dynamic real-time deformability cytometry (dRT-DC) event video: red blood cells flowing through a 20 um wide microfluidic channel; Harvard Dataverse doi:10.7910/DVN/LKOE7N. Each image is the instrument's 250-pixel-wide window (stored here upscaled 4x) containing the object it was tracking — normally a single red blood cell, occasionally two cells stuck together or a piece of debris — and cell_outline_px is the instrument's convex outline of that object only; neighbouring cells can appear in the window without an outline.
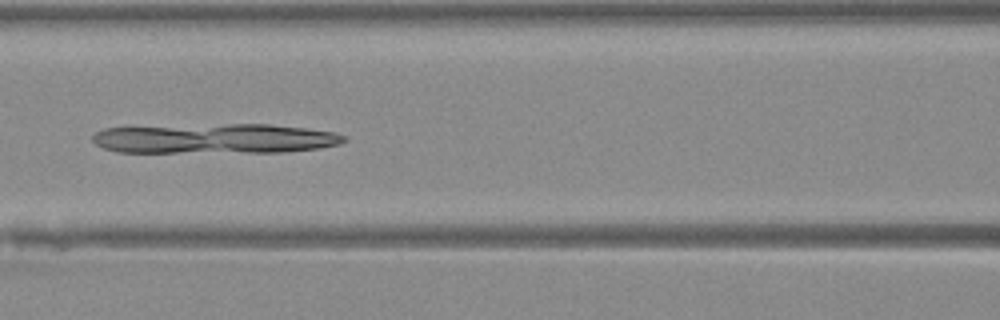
{"species": "Egyptian fruit bat (a non-hibernating species)", "species_latin": "Rousettus aegyptiacus", "temperature_condition": "warm", "stored_images_in_passage": 34, "camera_frame_rate_fps": 3000, "um_per_image_px": 0.085, "animal": {"sex": "female"}, "frame": {"image": 1, "passage_image": 9, "time_ms": 2.667, "image_size_px": [1000, 320], "cell_outline_px": [[348, 140], [340, 144], [320, 148], [284, 152], [116, 152], [104, 148], [96, 144], [92, 140], [92, 136], [96, 132], [104, 128], [228, 124], [268, 124], [304, 128], [336, 132], [344, 136]], "centroid_in_image_um": [18.3, 11.79], "position_along_channel_um": 148.3, "area_um2": 43.7}}
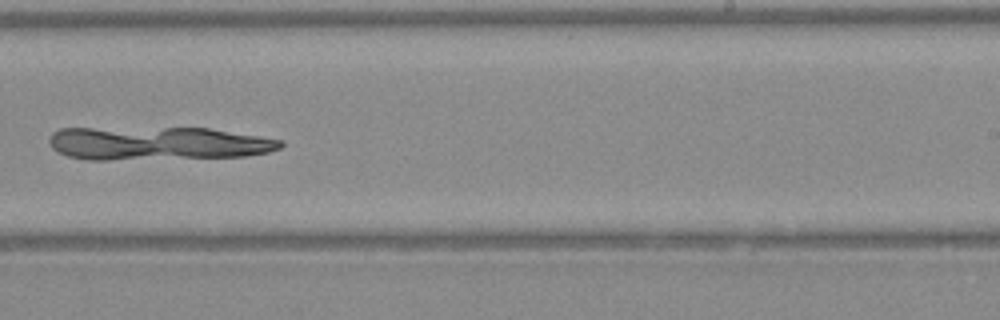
{"frame": {"image": 2, "passage_image": 18, "time_ms": 5.667, "image_size_px": [1000, 320], "cell_outline_px": [[284, 144], [280, 148], [268, 152], [244, 156], [108, 160], [84, 160], [68, 156], [52, 148], [48, 140], [52, 132], [60, 128], [208, 128], [284, 140]], "centroid_in_image_um": [13.37, 12.18], "position_along_channel_um": 275.6, "area_um2": 45.03}}
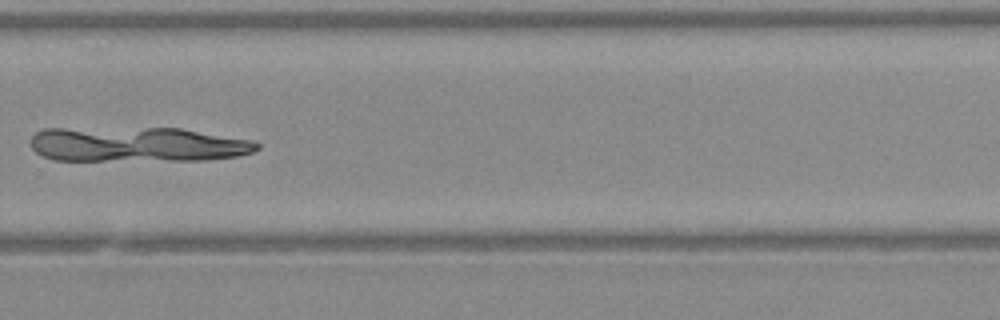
{"frame": {"image": 3, "passage_image": 21, "time_ms": 6.667, "image_size_px": [1000, 320], "cell_outline_px": [[260, 148], [252, 152], [236, 156], [204, 160], [56, 160], [44, 156], [36, 152], [32, 148], [32, 136], [36, 132], [44, 128], [180, 128], [252, 140], [260, 144]], "centroid_in_image_um": [11.68, 12.27], "position_along_channel_um": 318.1, "area_um2": 45.95}}